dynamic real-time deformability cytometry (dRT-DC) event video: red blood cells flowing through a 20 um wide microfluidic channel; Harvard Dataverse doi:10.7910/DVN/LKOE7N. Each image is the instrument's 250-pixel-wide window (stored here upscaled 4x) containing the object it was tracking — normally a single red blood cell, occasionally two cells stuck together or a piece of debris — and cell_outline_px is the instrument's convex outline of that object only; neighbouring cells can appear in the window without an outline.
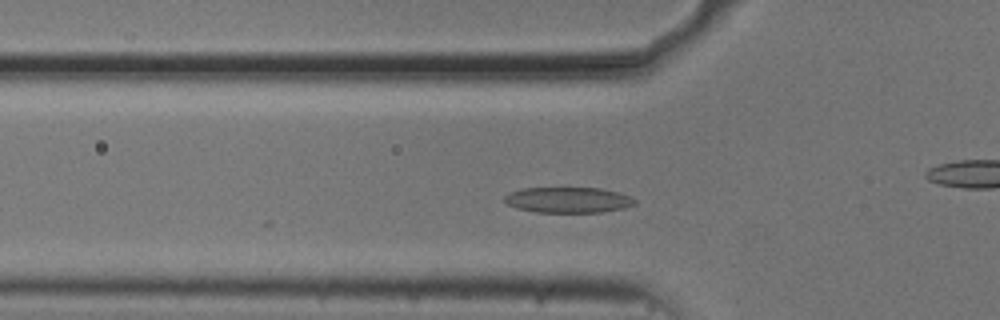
{"species": "common noctule bat (a hibernating species)", "species_latin": "Nyctalus noctula", "temperature_condition": "cold", "stored_images_in_passage": 27, "camera_frame_rate_fps": 3000, "um_per_image_px": 0.085, "animal": {"sex": "male", "body_mass_g": 20.5, "forearm_length_mm": 52.5}, "frame": {"image": 1, "passage_image": 12, "time_ms": 3.667, "image_size_px": [1000, 320], "cell_outline_px": [[636, 204], [624, 208], [600, 212], [536, 212], [516, 208], [508, 204], [504, 200], [504, 196], [508, 192], [524, 188], [600, 188], [616, 192], [628, 196], [636, 200]], "centroid_in_image_um": [48.26, 16.99], "position_along_channel_um": 77.5, "area_um2": 19.36}}
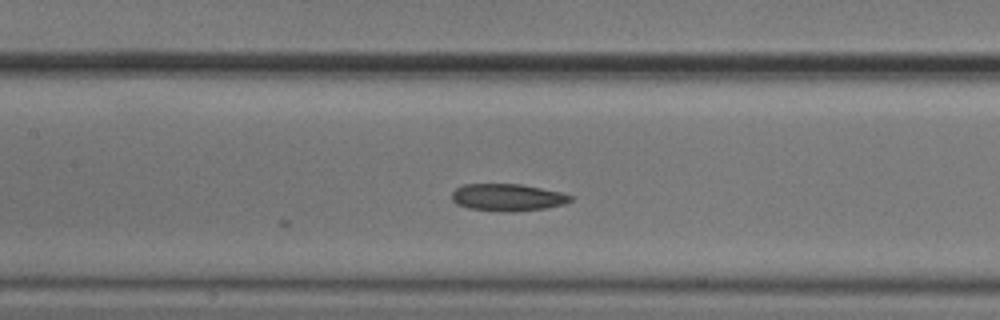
{"frame": {"image": 2, "passage_image": 19, "time_ms": 6.0, "image_size_px": [1000, 320], "cell_outline_px": [[572, 200], [564, 204], [544, 208], [512, 212], [508, 212], [468, 208], [456, 204], [452, 200], [452, 192], [456, 188], [464, 184], [520, 184], [560, 192], [572, 196]], "centroid_in_image_um": [43.11, 16.78], "position_along_channel_um": 164.3, "area_um2": 18.67}}
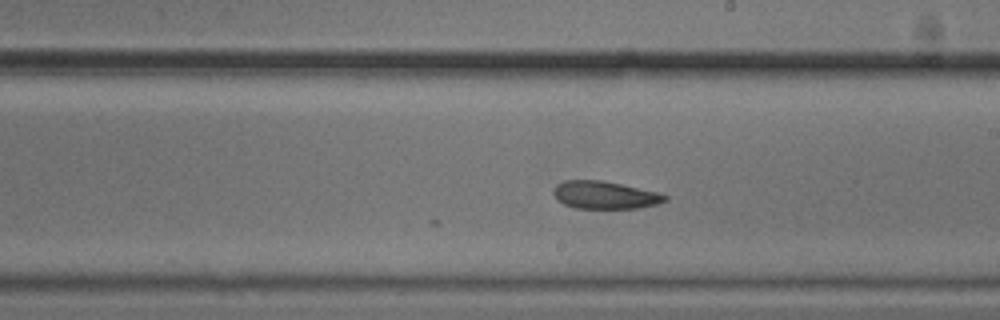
{"frame": {"image": 3, "passage_image": 25, "time_ms": 8.0, "image_size_px": [1000, 320], "cell_outline_px": [[668, 200], [656, 204], [640, 208], [576, 208], [564, 204], [552, 192], [552, 188], [556, 184], [564, 180], [604, 180], [660, 192], [668, 196]], "centroid_in_image_um": [51.44, 16.56], "position_along_channel_um": 237.6, "area_um2": 18.15}}